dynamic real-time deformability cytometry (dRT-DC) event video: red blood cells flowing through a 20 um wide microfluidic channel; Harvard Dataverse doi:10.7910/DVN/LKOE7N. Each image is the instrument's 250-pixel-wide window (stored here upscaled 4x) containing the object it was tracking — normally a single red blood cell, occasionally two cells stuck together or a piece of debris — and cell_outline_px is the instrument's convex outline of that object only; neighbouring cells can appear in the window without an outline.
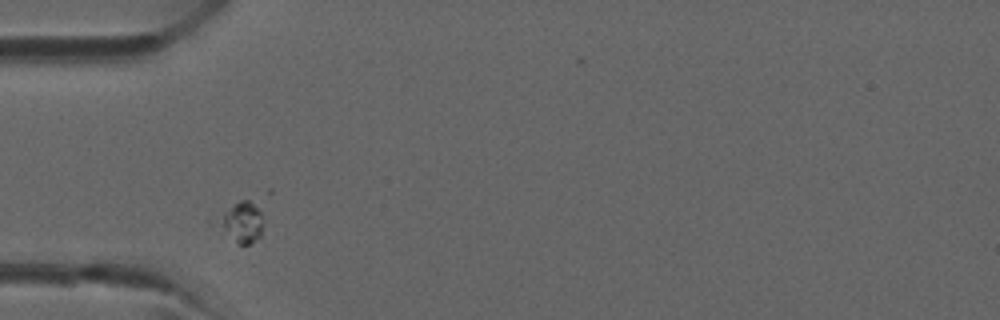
{"species": "common noctule bat (a hibernating species)", "species_latin": "Nyctalus noctula", "temperature_condition": "room temperature", "stored_images_in_passage": 1, "camera_frame_rate_fps": 3000, "um_per_image_px": 0.085, "animal": {"sex": "male", "forearm_length_mm": 52.5}, "frame": {"image": 1, "passage_image": 1, "time_ms": 0.0, "image_size_px": [1000, 320], "cell_outline_px": [[260, 236], [248, 244], [236, 244], [212, 224], [208, 220], [208, 216], [240, 200], [248, 200], [260, 212]], "centroid_in_image_um": [20.25, 18.87], "position_along_channel_um": 64.7, "area_um2": 11.44}}